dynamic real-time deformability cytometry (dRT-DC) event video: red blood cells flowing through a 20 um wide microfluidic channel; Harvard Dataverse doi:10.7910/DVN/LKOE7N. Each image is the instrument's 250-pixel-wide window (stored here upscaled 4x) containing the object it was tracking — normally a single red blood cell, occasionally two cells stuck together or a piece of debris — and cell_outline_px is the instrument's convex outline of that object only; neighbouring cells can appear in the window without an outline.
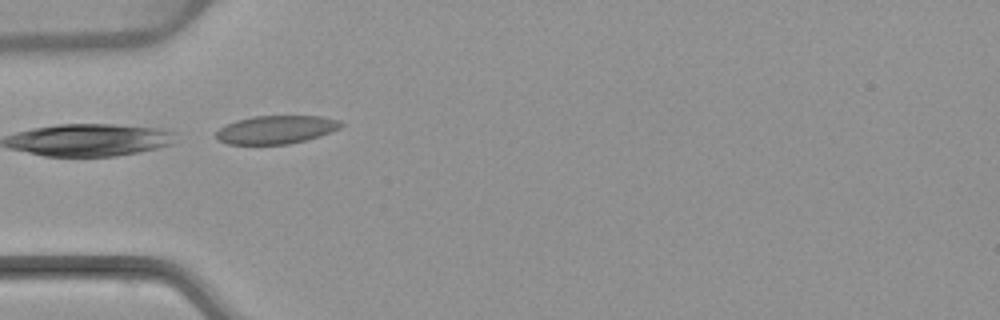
{"species": "common noctule bat (a hibernating species)", "species_latin": "Nyctalus noctula", "temperature_condition": "warm", "stored_images_in_passage": 3, "camera_frame_rate_fps": 3000, "um_per_image_px": 0.085, "animal": {"sex": "female", "body_mass_g": 22.7, "forearm_length_mm": 54.2}, "frame": {"image": 1, "passage_image": 1, "time_ms": 0.0, "image_size_px": [1000, 320], "cell_outline_px": [[344, 124], [340, 128], [332, 132], [320, 136], [288, 144], [228, 144], [220, 140], [216, 136], [216, 132], [220, 128], [236, 120], [252, 116], [320, 116], [340, 120]], "centroid_in_image_um": [23.51, 11.01], "position_along_channel_um": 61.5, "area_um2": 20.46}}